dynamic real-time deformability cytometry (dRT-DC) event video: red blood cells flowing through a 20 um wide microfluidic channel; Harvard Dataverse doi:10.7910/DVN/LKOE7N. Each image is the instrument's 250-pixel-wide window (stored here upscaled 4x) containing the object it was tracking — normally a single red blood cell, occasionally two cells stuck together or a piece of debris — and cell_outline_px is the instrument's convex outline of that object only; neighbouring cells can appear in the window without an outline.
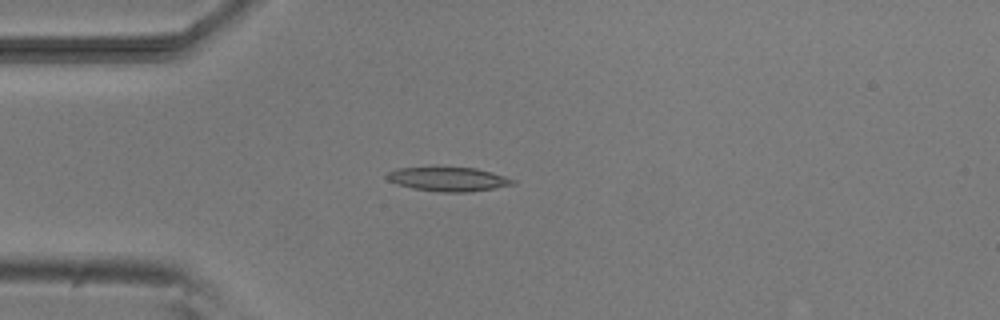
{"species": "common noctule bat (a hibernating species)", "species_latin": "Nyctalus noctula", "temperature_condition": "room temperature", "stored_images_in_passage": 2, "camera_frame_rate_fps": 3000, "um_per_image_px": 0.085, "animal": {"sex": "male", "body_mass_g": 20.5, "forearm_length_mm": 52.5}, "frame": {"image": 1, "passage_image": 2, "time_ms": 1.0, "image_size_px": [1000, 320], "cell_outline_px": [[516, 184], [468, 192], [436, 192], [412, 188], [388, 180], [384, 176], [388, 172], [396, 168], [476, 168], [492, 172], [516, 180]], "centroid_in_image_um": [38.11, 15.23], "position_along_channel_um": 46.9, "area_um2": 17.46}}